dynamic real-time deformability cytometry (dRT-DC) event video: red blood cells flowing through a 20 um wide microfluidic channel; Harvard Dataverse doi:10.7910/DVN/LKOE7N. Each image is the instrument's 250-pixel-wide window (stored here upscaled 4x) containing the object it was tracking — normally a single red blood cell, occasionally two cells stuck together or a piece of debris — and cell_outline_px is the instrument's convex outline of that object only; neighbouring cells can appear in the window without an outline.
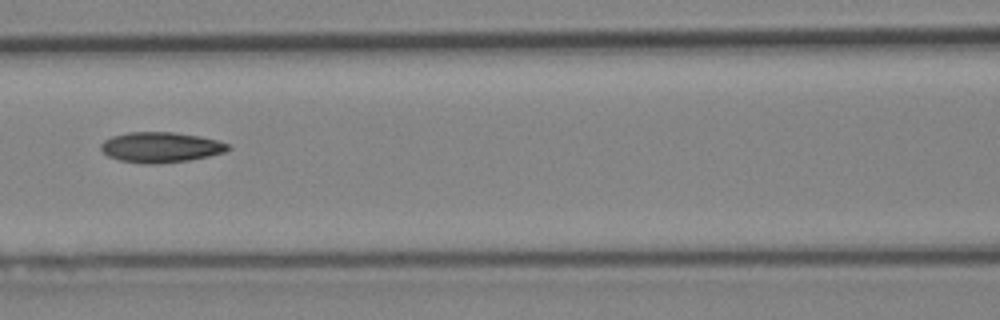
{"species": "Egyptian fruit bat (a non-hibernating species)", "species_latin": "Rousettus aegyptiacus", "temperature_condition": "cold", "stored_images_in_passage": 6, "camera_frame_rate_fps": 3000, "um_per_image_px": 0.085, "animal": {"sex": "female"}, "frame": {"image": 1, "passage_image": 6, "time_ms": 5.667, "image_size_px": [1000, 320], "cell_outline_px": [[232, 148], [224, 152], [208, 156], [188, 160], [152, 164], [148, 164], [120, 160], [108, 156], [100, 148], [100, 144], [104, 140], [112, 136], [128, 132], [172, 132], [200, 136], [216, 140], [228, 144]], "centroid_in_image_um": [13.65, 12.51], "position_along_channel_um": 153.0, "area_um2": 22.31}}